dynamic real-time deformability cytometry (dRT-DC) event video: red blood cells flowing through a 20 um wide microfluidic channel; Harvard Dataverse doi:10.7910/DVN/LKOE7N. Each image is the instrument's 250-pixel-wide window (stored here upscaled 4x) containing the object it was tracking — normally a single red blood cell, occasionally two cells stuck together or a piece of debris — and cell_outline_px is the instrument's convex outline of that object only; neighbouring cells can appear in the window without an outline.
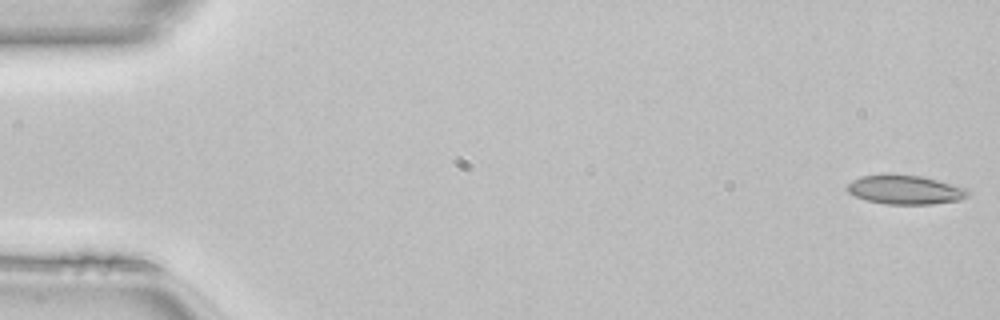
{"species": "common noctule bat (a hibernating species)", "species_latin": "Nyctalus noctula", "temperature_condition": "room temperature", "stored_images_in_passage": 49, "camera_frame_rate_fps": 3000, "um_per_image_px": 0.085, "animal": {"sex": "female", "body_mass_g": 22.7, "forearm_length_mm": 54.2}, "frame": {"image": 1, "passage_image": 1, "time_ms": 0.0, "image_size_px": [1000, 320], "cell_outline_px": [[972, 196], [960, 200], [932, 204], [884, 204], [864, 200], [848, 192], [844, 188], [852, 180], [860, 176], [924, 176], [968, 188], [972, 192]], "centroid_in_image_um": [77.01, 16.16], "position_along_channel_um": 8.0, "area_um2": 20.46}}
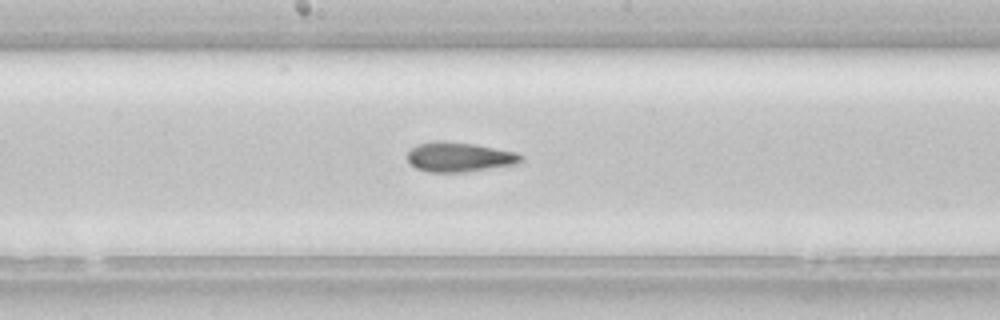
{"frame": {"image": 2, "passage_image": 26, "time_ms": 8.333, "image_size_px": [1000, 320], "cell_outline_px": [[524, 160], [516, 164], [464, 172], [428, 172], [416, 168], [408, 164], [408, 152], [416, 144], [436, 140], [440, 140], [476, 144], [516, 152], [524, 156]], "centroid_in_image_um": [39.03, 13.34], "position_along_channel_um": 209.2, "area_um2": 19.83}}
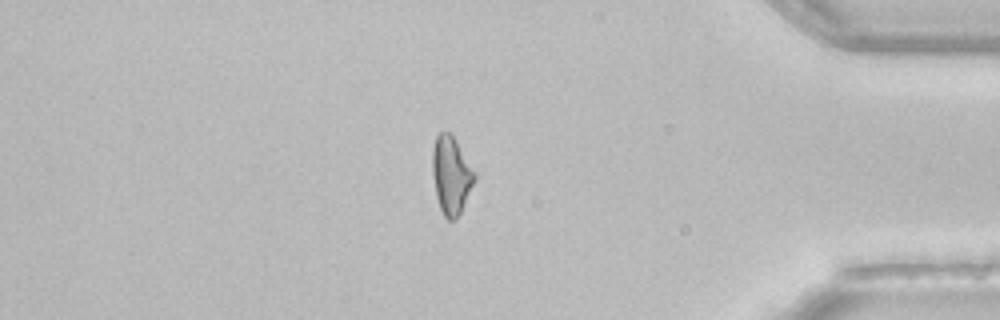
{"frame": {"image": 3, "passage_image": 42, "time_ms": 13.667, "image_size_px": [1000, 320], "cell_outline_px": [[476, 180], [456, 220], [448, 220], [444, 216], [440, 208], [436, 196], [432, 172], [432, 148], [436, 136], [444, 128], [452, 136], [476, 172]], "centroid_in_image_um": [38.34, 14.88], "position_along_channel_um": 396.9, "area_um2": 19.13}, "authors_computed_cell_mechanics": {"area_um2": 19.9988, "velocity_mm_per_s": 4.1415, "shape_relaxation_time_tau1_ms": 6.3602, "shape_relaxation_time_tau2_ms": 1.717, "deformation_change_tau1": 0.1557, "deformation_change_tau2": 0.0891}}